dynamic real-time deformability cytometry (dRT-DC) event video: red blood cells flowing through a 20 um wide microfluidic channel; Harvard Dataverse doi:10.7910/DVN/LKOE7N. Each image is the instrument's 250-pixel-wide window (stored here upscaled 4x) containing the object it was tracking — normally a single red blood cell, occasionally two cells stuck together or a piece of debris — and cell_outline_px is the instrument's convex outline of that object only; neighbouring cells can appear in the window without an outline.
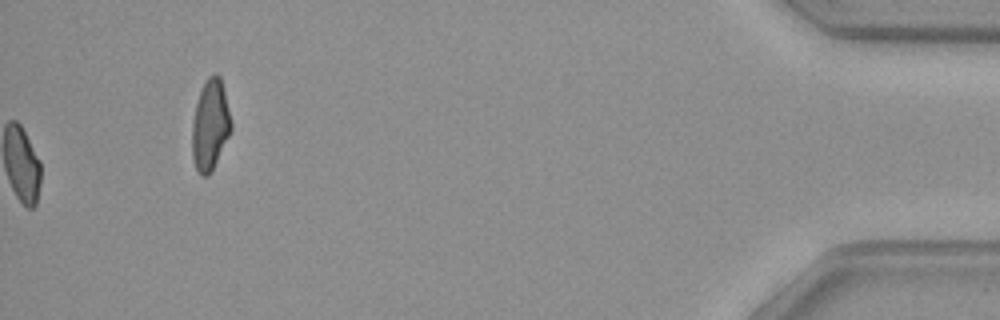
{"species": "common noctule bat (a hibernating species)", "species_latin": "Nyctalus noctula", "temperature_condition": "warm", "stored_images_in_passage": 44, "camera_frame_rate_fps": 3000, "um_per_image_px": 0.085, "animal": {"sex": "female", "body_mass_g": 29.2, "forearm_length_mm": 56.3}, "frame": {"image": 1, "passage_image": 44, "time_ms": 14.333, "image_size_px": [1000, 320], "cell_outline_px": [[232, 128], [212, 172], [208, 176], [200, 176], [192, 160], [192, 124], [196, 104], [200, 92], [208, 76], [216, 72], [220, 76], [232, 124]], "centroid_in_image_um": [17.86, 10.67], "position_along_channel_um": 417.3, "area_um2": 20.52}, "authors_computed_cell_mechanics": {"area_um2": 18.496, "velocity_mm_per_s": 3.9761, "shape_relaxation_time_tau1_ms": null, "shape_relaxation_time_tau2_ms": 3.6502, "deformation_change_tau1": null, "deformation_change_tau2": 0.0681}}